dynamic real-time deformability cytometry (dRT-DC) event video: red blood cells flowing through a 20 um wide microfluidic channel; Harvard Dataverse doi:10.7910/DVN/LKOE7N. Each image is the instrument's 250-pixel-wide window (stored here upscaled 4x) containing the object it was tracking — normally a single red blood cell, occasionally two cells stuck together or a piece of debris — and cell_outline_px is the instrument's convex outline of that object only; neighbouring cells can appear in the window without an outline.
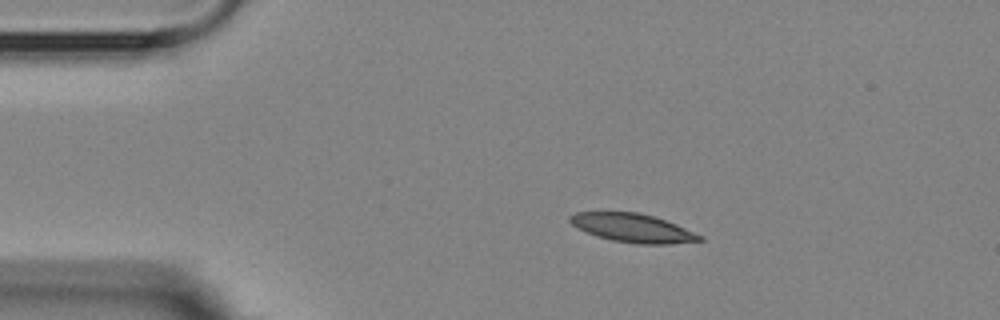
{"species": "Egyptian fruit bat (a non-hibernating species)", "species_latin": "Rousettus aegyptiacus", "temperature_condition": "room temperature", "stored_images_in_passage": 2, "camera_frame_rate_fps": 3000, "um_per_image_px": 0.085, "animal": {"sex": "female"}, "frame": {"image": 1, "passage_image": 1, "time_ms": 0.0, "image_size_px": [1000, 320], "cell_outline_px": [[704, 240], [668, 244], [636, 244], [612, 240], [596, 236], [572, 224], [568, 220], [568, 216], [576, 212], [640, 212], [676, 224], [704, 236]], "centroid_in_image_um": [53.8, 19.38], "position_along_channel_um": 31.2, "area_um2": 21.5}}